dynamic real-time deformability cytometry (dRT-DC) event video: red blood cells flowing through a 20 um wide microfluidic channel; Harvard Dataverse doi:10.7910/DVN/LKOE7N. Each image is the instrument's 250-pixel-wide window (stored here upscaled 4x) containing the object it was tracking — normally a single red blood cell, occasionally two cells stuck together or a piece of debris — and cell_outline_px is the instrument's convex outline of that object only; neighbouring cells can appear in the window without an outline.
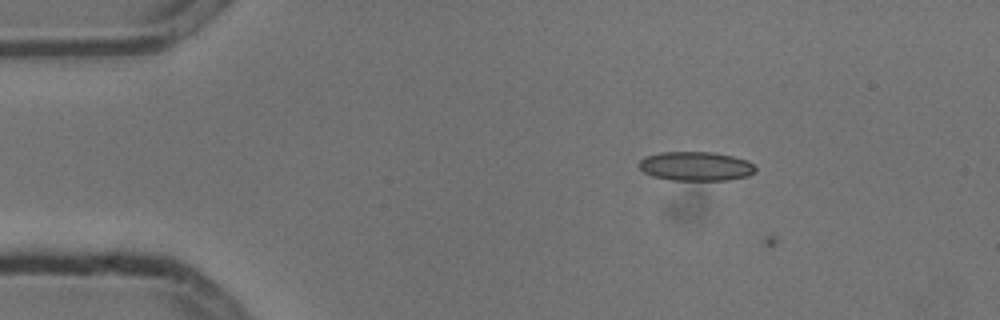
{"species": "common noctule bat (a hibernating species)", "species_latin": "Nyctalus noctula", "temperature_condition": "cold", "stored_images_in_passage": 5, "camera_frame_rate_fps": 3000, "um_per_image_px": 0.085, "animal": {"sex": "male", "body_mass_g": 13.3}, "frame": {"image": 1, "passage_image": 3, "time_ms": 0.667, "image_size_px": [1000, 320], "cell_outline_px": [[756, 172], [748, 176], [728, 180], [672, 180], [652, 176], [644, 172], [640, 168], [640, 160], [644, 156], [660, 152], [712, 152], [732, 156], [748, 160], [756, 168]], "centroid_in_image_um": [59.16, 14.13], "position_along_channel_um": 25.8, "area_um2": 19.83}}